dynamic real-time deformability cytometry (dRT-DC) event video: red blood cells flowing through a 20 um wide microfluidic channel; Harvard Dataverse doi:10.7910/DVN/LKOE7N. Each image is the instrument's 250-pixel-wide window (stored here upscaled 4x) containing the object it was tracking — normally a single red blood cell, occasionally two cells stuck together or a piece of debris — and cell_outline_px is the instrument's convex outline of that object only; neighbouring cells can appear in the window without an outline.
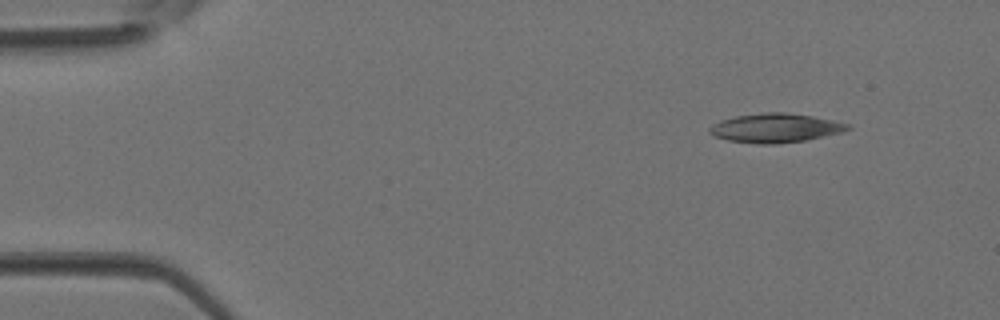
{"species": "Egyptian fruit bat (a non-hibernating species)", "species_latin": "Rousettus aegyptiacus", "temperature_condition": "room temperature", "stored_images_in_passage": 3, "camera_frame_rate_fps": 3000, "um_per_image_px": 0.085, "animal": {"sex": "female"}, "frame": {"image": 1, "passage_image": 1, "time_ms": 0.0, "image_size_px": [1000, 320], "cell_outline_px": [[852, 128], [840, 132], [824, 136], [804, 140], [776, 144], [760, 144], [728, 140], [716, 136], [708, 132], [708, 128], [712, 124], [720, 120], [736, 116], [764, 112], [784, 112], [812, 116], [852, 124]], "centroid_in_image_um": [65.9, 10.87], "position_along_channel_um": 19.1, "area_um2": 23.29}}